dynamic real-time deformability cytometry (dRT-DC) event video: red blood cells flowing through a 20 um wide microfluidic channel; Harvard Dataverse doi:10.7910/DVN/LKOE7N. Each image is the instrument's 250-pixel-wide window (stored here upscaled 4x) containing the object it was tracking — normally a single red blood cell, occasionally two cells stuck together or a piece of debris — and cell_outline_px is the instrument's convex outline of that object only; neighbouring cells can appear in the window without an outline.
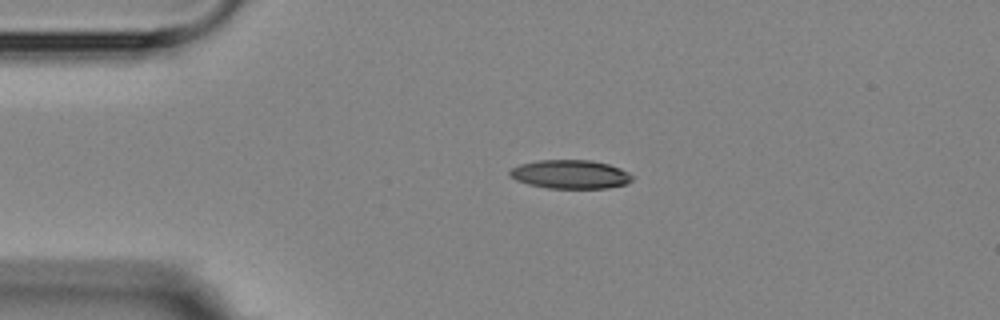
{"species": "Egyptian fruit bat (a non-hibernating species)", "species_latin": "Rousettus aegyptiacus", "temperature_condition": "room temperature", "stored_images_in_passage": 2, "camera_frame_rate_fps": 3000, "um_per_image_px": 0.085, "animal": {"sex": "female"}, "frame": {"image": 1, "passage_image": 1, "time_ms": 0.0, "image_size_px": [1000, 320], "cell_outline_px": [[632, 180], [624, 184], [608, 188], [548, 188], [528, 184], [516, 180], [508, 176], [508, 172], [512, 168], [520, 164], [540, 160], [592, 160], [608, 164], [620, 168], [628, 172], [632, 176]], "centroid_in_image_um": [48.45, 14.81], "position_along_channel_um": 36.5, "area_um2": 20.46}}